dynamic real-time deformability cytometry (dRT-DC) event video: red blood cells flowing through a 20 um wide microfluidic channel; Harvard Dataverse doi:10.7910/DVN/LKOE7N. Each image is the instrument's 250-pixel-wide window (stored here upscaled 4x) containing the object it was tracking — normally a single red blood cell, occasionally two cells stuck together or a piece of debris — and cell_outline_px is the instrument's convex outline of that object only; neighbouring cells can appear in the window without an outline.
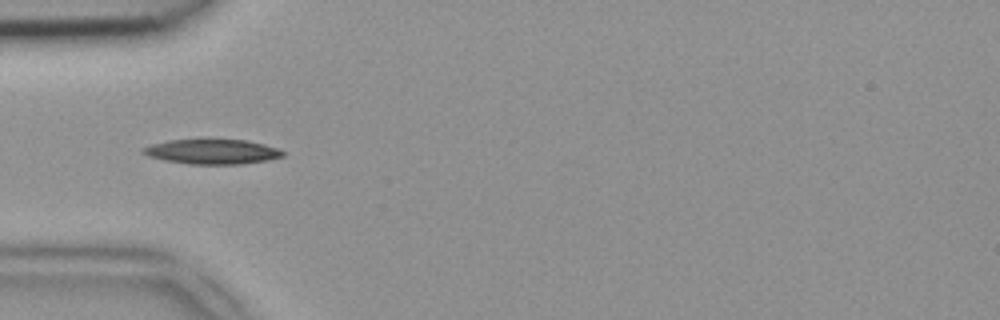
{"species": "common noctule bat (a hibernating species)", "species_latin": "Nyctalus noctula", "temperature_condition": "room temperature", "stored_images_in_passage": 35, "camera_frame_rate_fps": 3000, "um_per_image_px": 0.085, "animal": {"sex": "female", "body_mass_g": 18.4}, "frame": {"image": 1, "passage_image": 6, "time_ms": 1.667, "image_size_px": [1000, 320], "cell_outline_px": [[284, 156], [268, 160], [240, 164], [188, 164], [164, 160], [148, 156], [140, 152], [144, 148], [152, 144], [168, 140], [200, 136], [248, 140], [264, 144], [276, 148], [284, 152]], "centroid_in_image_um": [18.0, 12.84], "position_along_channel_um": 67.0, "area_um2": 21.21}}
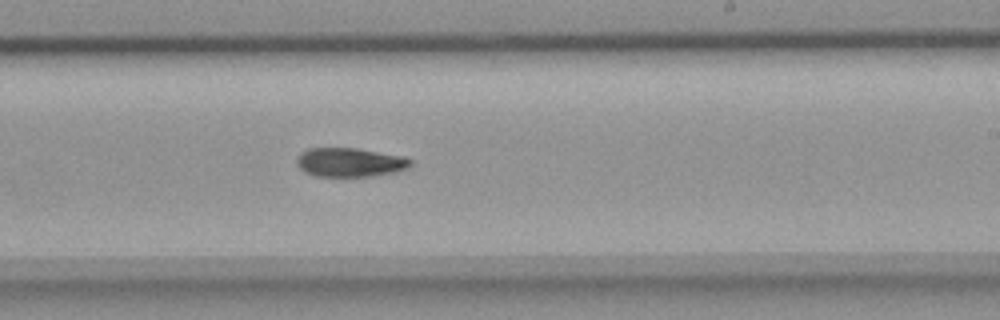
{"frame": {"image": 2, "passage_image": 20, "time_ms": 6.333, "image_size_px": [1000, 320], "cell_outline_px": [[412, 164], [404, 168], [392, 172], [368, 176], [316, 176], [304, 172], [296, 164], [296, 160], [300, 152], [308, 148], [356, 148], [400, 156], [412, 160]], "centroid_in_image_um": [29.65, 13.79], "position_along_channel_um": 259.4, "area_um2": 18.9}}
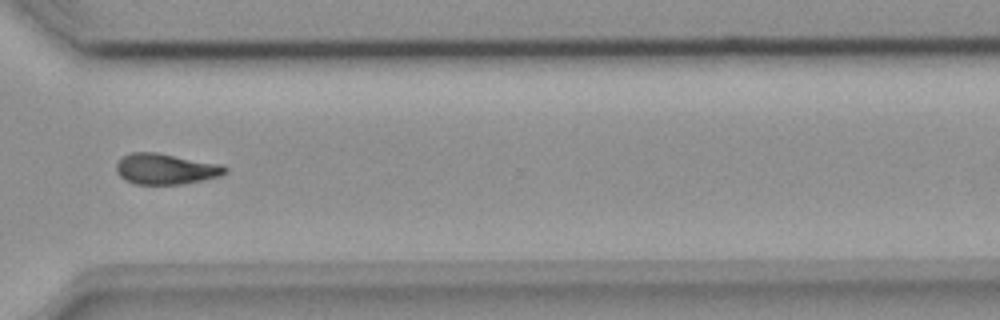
{"frame": {"image": 3, "passage_image": 27, "time_ms": 8.667, "image_size_px": [1000, 320], "cell_outline_px": [[228, 168], [220, 176], [184, 184], [136, 184], [124, 180], [116, 172], [116, 164], [120, 156], [132, 152], [156, 152], [224, 164]], "centroid_in_image_um": [14.06, 14.35], "position_along_channel_um": 356.5, "area_um2": 19.77}}